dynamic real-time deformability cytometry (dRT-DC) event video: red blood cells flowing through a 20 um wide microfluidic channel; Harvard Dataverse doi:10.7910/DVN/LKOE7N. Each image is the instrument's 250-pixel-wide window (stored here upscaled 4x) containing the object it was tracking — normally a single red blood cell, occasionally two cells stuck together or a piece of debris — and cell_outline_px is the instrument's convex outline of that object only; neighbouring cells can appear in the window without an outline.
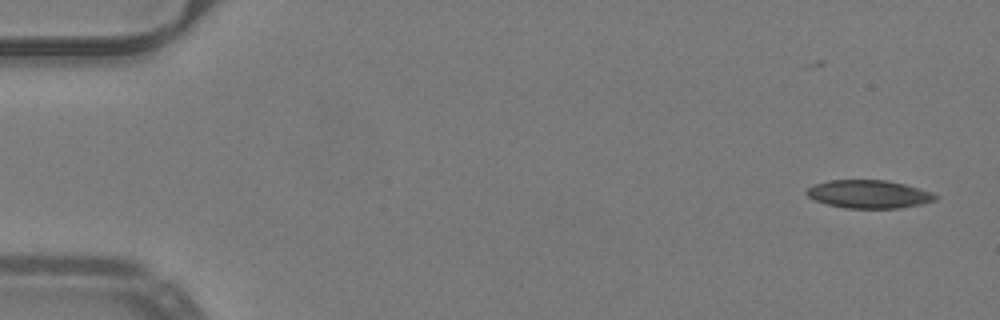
{"species": "common noctule bat (a hibernating species)", "species_latin": "Nyctalus noctula", "temperature_condition": "warm", "stored_images_in_passage": 48, "camera_frame_rate_fps": 3000, "um_per_image_px": 0.085, "animal": {"sex": "male", "body_mass_g": 19.2, "forearm_length_mm": 51.8}, "frame": {"image": 1, "passage_image": 1, "time_ms": 0.0, "image_size_px": [1000, 320], "cell_outline_px": [[936, 200], [920, 204], [900, 208], [844, 208], [828, 204], [816, 200], [808, 196], [804, 192], [812, 184], [828, 180], [888, 180], [904, 184], [932, 192], [936, 196]], "centroid_in_image_um": [73.82, 16.49], "position_along_channel_um": 11.2, "area_um2": 21.04}}
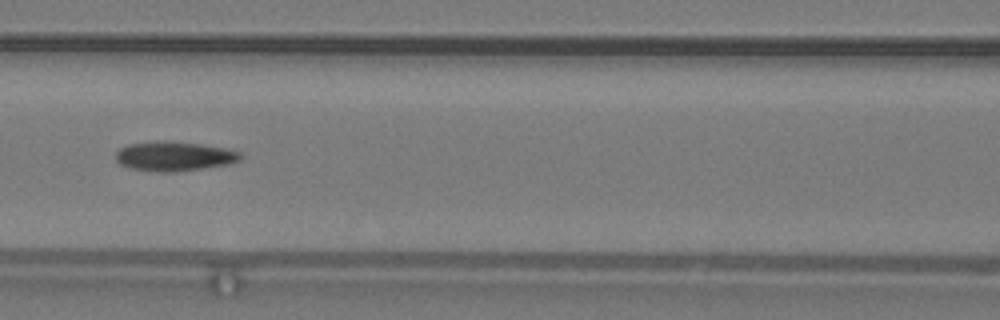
{"frame": {"image": 2, "passage_image": 22, "time_ms": 7.0, "image_size_px": [1000, 320], "cell_outline_px": [[244, 156], [240, 160], [228, 164], [176, 172], [160, 172], [132, 168], [120, 164], [116, 160], [116, 152], [120, 148], [128, 144], [160, 140], [168, 140], [200, 144], [224, 148], [240, 152]], "centroid_in_image_um": [14.81, 13.27], "position_along_channel_um": 151.8, "area_um2": 21.44}}
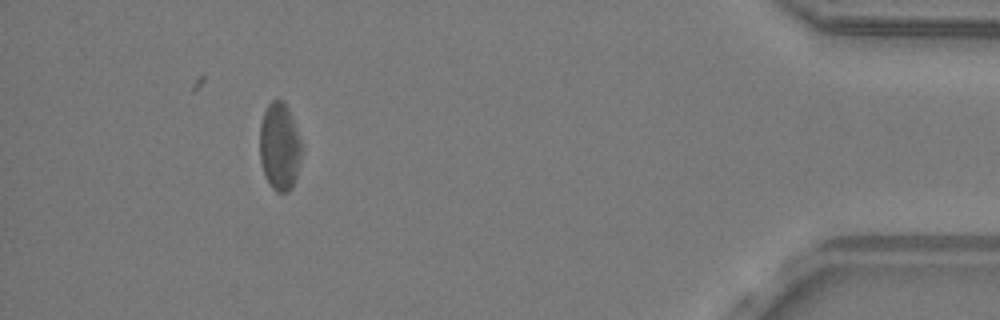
{"frame": {"image": 3, "passage_image": 46, "time_ms": 15.0, "image_size_px": [1000, 320], "cell_outline_px": [[300, 160], [296, 180], [292, 188], [288, 192], [276, 192], [272, 188], [264, 176], [260, 160], [260, 124], [264, 112], [268, 104], [272, 100], [284, 100], [288, 108], [300, 140]], "centroid_in_image_um": [23.74, 12.49], "position_along_channel_um": 411.5, "area_um2": 21.33}}